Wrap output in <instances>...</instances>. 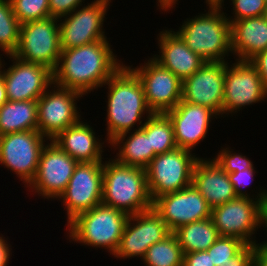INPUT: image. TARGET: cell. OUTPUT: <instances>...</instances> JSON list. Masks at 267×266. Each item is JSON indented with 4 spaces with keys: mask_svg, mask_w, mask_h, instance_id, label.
<instances>
[{
    "mask_svg": "<svg viewBox=\"0 0 267 266\" xmlns=\"http://www.w3.org/2000/svg\"><path fill=\"white\" fill-rule=\"evenodd\" d=\"M83 96L78 91L53 83L37 100V130L50 141L69 126L77 124L82 118L77 101Z\"/></svg>",
    "mask_w": 267,
    "mask_h": 266,
    "instance_id": "obj_10",
    "label": "cell"
},
{
    "mask_svg": "<svg viewBox=\"0 0 267 266\" xmlns=\"http://www.w3.org/2000/svg\"><path fill=\"white\" fill-rule=\"evenodd\" d=\"M152 208L171 232L184 224L211 217V208L207 201L192 184L156 198Z\"/></svg>",
    "mask_w": 267,
    "mask_h": 266,
    "instance_id": "obj_18",
    "label": "cell"
},
{
    "mask_svg": "<svg viewBox=\"0 0 267 266\" xmlns=\"http://www.w3.org/2000/svg\"><path fill=\"white\" fill-rule=\"evenodd\" d=\"M261 222L262 227L267 228V190H264L263 197L261 199ZM267 232V229H266Z\"/></svg>",
    "mask_w": 267,
    "mask_h": 266,
    "instance_id": "obj_42",
    "label": "cell"
},
{
    "mask_svg": "<svg viewBox=\"0 0 267 266\" xmlns=\"http://www.w3.org/2000/svg\"><path fill=\"white\" fill-rule=\"evenodd\" d=\"M129 215L100 203L76 216L67 225L70 243L106 249L114 255L120 244Z\"/></svg>",
    "mask_w": 267,
    "mask_h": 266,
    "instance_id": "obj_5",
    "label": "cell"
},
{
    "mask_svg": "<svg viewBox=\"0 0 267 266\" xmlns=\"http://www.w3.org/2000/svg\"><path fill=\"white\" fill-rule=\"evenodd\" d=\"M11 4L21 24L50 17L49 0H11Z\"/></svg>",
    "mask_w": 267,
    "mask_h": 266,
    "instance_id": "obj_31",
    "label": "cell"
},
{
    "mask_svg": "<svg viewBox=\"0 0 267 266\" xmlns=\"http://www.w3.org/2000/svg\"><path fill=\"white\" fill-rule=\"evenodd\" d=\"M6 57L13 62L7 69L4 67V60L0 62V73L3 76L8 100H38L53 84V70L49 67L20 60L14 55Z\"/></svg>",
    "mask_w": 267,
    "mask_h": 266,
    "instance_id": "obj_16",
    "label": "cell"
},
{
    "mask_svg": "<svg viewBox=\"0 0 267 266\" xmlns=\"http://www.w3.org/2000/svg\"><path fill=\"white\" fill-rule=\"evenodd\" d=\"M171 231L153 208L130 215L114 257L144 259L147 249L166 238Z\"/></svg>",
    "mask_w": 267,
    "mask_h": 266,
    "instance_id": "obj_17",
    "label": "cell"
},
{
    "mask_svg": "<svg viewBox=\"0 0 267 266\" xmlns=\"http://www.w3.org/2000/svg\"><path fill=\"white\" fill-rule=\"evenodd\" d=\"M147 61L128 67L142 83L148 108L153 113H166L182 100V81L152 57Z\"/></svg>",
    "mask_w": 267,
    "mask_h": 266,
    "instance_id": "obj_15",
    "label": "cell"
},
{
    "mask_svg": "<svg viewBox=\"0 0 267 266\" xmlns=\"http://www.w3.org/2000/svg\"><path fill=\"white\" fill-rule=\"evenodd\" d=\"M109 144L118 149L114 159L120 164L146 169L156 156L151 148L150 136L141 128L118 135Z\"/></svg>",
    "mask_w": 267,
    "mask_h": 266,
    "instance_id": "obj_25",
    "label": "cell"
},
{
    "mask_svg": "<svg viewBox=\"0 0 267 266\" xmlns=\"http://www.w3.org/2000/svg\"><path fill=\"white\" fill-rule=\"evenodd\" d=\"M103 162L78 163L73 175L57 200L67 211V224L79 214L102 203Z\"/></svg>",
    "mask_w": 267,
    "mask_h": 266,
    "instance_id": "obj_13",
    "label": "cell"
},
{
    "mask_svg": "<svg viewBox=\"0 0 267 266\" xmlns=\"http://www.w3.org/2000/svg\"><path fill=\"white\" fill-rule=\"evenodd\" d=\"M255 245H246L229 262L219 266H253Z\"/></svg>",
    "mask_w": 267,
    "mask_h": 266,
    "instance_id": "obj_37",
    "label": "cell"
},
{
    "mask_svg": "<svg viewBox=\"0 0 267 266\" xmlns=\"http://www.w3.org/2000/svg\"><path fill=\"white\" fill-rule=\"evenodd\" d=\"M85 0H49L50 17L61 18L82 6Z\"/></svg>",
    "mask_w": 267,
    "mask_h": 266,
    "instance_id": "obj_36",
    "label": "cell"
},
{
    "mask_svg": "<svg viewBox=\"0 0 267 266\" xmlns=\"http://www.w3.org/2000/svg\"><path fill=\"white\" fill-rule=\"evenodd\" d=\"M45 142L48 139L38 130L0 136V165L16 174L27 188L36 176Z\"/></svg>",
    "mask_w": 267,
    "mask_h": 266,
    "instance_id": "obj_8",
    "label": "cell"
},
{
    "mask_svg": "<svg viewBox=\"0 0 267 266\" xmlns=\"http://www.w3.org/2000/svg\"><path fill=\"white\" fill-rule=\"evenodd\" d=\"M253 266H267V241L255 245Z\"/></svg>",
    "mask_w": 267,
    "mask_h": 266,
    "instance_id": "obj_40",
    "label": "cell"
},
{
    "mask_svg": "<svg viewBox=\"0 0 267 266\" xmlns=\"http://www.w3.org/2000/svg\"><path fill=\"white\" fill-rule=\"evenodd\" d=\"M226 66L227 62H205L182 81V101L205 106L222 117Z\"/></svg>",
    "mask_w": 267,
    "mask_h": 266,
    "instance_id": "obj_19",
    "label": "cell"
},
{
    "mask_svg": "<svg viewBox=\"0 0 267 266\" xmlns=\"http://www.w3.org/2000/svg\"><path fill=\"white\" fill-rule=\"evenodd\" d=\"M184 254L208 250L219 237L210 218L184 224L173 231Z\"/></svg>",
    "mask_w": 267,
    "mask_h": 266,
    "instance_id": "obj_27",
    "label": "cell"
},
{
    "mask_svg": "<svg viewBox=\"0 0 267 266\" xmlns=\"http://www.w3.org/2000/svg\"><path fill=\"white\" fill-rule=\"evenodd\" d=\"M104 86L108 88V101H105L107 102V139H105V142L108 145L118 135L130 132L131 130L134 131L135 129L133 128L135 126H137L136 129H140L145 123V121H142L149 118L153 112L147 106L141 81L128 65L125 66L123 64L104 83ZM145 114L147 117L143 116Z\"/></svg>",
    "mask_w": 267,
    "mask_h": 266,
    "instance_id": "obj_2",
    "label": "cell"
},
{
    "mask_svg": "<svg viewBox=\"0 0 267 266\" xmlns=\"http://www.w3.org/2000/svg\"><path fill=\"white\" fill-rule=\"evenodd\" d=\"M102 139L96 137L93 127L82 119L66 128L52 141L78 163L104 162ZM103 159V160H102Z\"/></svg>",
    "mask_w": 267,
    "mask_h": 266,
    "instance_id": "obj_23",
    "label": "cell"
},
{
    "mask_svg": "<svg viewBox=\"0 0 267 266\" xmlns=\"http://www.w3.org/2000/svg\"><path fill=\"white\" fill-rule=\"evenodd\" d=\"M108 40L96 41L72 49H62L53 70V83L78 91L84 96L104 87L123 65Z\"/></svg>",
    "mask_w": 267,
    "mask_h": 266,
    "instance_id": "obj_1",
    "label": "cell"
},
{
    "mask_svg": "<svg viewBox=\"0 0 267 266\" xmlns=\"http://www.w3.org/2000/svg\"><path fill=\"white\" fill-rule=\"evenodd\" d=\"M205 4L207 13L185 19L175 32L206 62H227L232 54L230 22L219 3Z\"/></svg>",
    "mask_w": 267,
    "mask_h": 266,
    "instance_id": "obj_3",
    "label": "cell"
},
{
    "mask_svg": "<svg viewBox=\"0 0 267 266\" xmlns=\"http://www.w3.org/2000/svg\"><path fill=\"white\" fill-rule=\"evenodd\" d=\"M157 6L158 9H161V11H164L167 13V11H170V9H173L175 7V4L178 5V0H157Z\"/></svg>",
    "mask_w": 267,
    "mask_h": 266,
    "instance_id": "obj_43",
    "label": "cell"
},
{
    "mask_svg": "<svg viewBox=\"0 0 267 266\" xmlns=\"http://www.w3.org/2000/svg\"><path fill=\"white\" fill-rule=\"evenodd\" d=\"M21 23L13 13L11 0H0V50L13 55L19 45Z\"/></svg>",
    "mask_w": 267,
    "mask_h": 266,
    "instance_id": "obj_30",
    "label": "cell"
},
{
    "mask_svg": "<svg viewBox=\"0 0 267 266\" xmlns=\"http://www.w3.org/2000/svg\"><path fill=\"white\" fill-rule=\"evenodd\" d=\"M199 159L192 151L178 147L156 155L145 169L152 201L192 184L194 166Z\"/></svg>",
    "mask_w": 267,
    "mask_h": 266,
    "instance_id": "obj_6",
    "label": "cell"
},
{
    "mask_svg": "<svg viewBox=\"0 0 267 266\" xmlns=\"http://www.w3.org/2000/svg\"><path fill=\"white\" fill-rule=\"evenodd\" d=\"M267 100V87L249 61L235 60L225 68L222 117ZM233 114V115H232Z\"/></svg>",
    "mask_w": 267,
    "mask_h": 266,
    "instance_id": "obj_11",
    "label": "cell"
},
{
    "mask_svg": "<svg viewBox=\"0 0 267 266\" xmlns=\"http://www.w3.org/2000/svg\"><path fill=\"white\" fill-rule=\"evenodd\" d=\"M173 30L163 29L158 34L159 55L155 54L152 58L183 81L198 71L206 61L194 53Z\"/></svg>",
    "mask_w": 267,
    "mask_h": 266,
    "instance_id": "obj_21",
    "label": "cell"
},
{
    "mask_svg": "<svg viewBox=\"0 0 267 266\" xmlns=\"http://www.w3.org/2000/svg\"><path fill=\"white\" fill-rule=\"evenodd\" d=\"M141 129L150 136L151 148L156 155L177 148L174 138V128L166 113H153L145 120Z\"/></svg>",
    "mask_w": 267,
    "mask_h": 266,
    "instance_id": "obj_28",
    "label": "cell"
},
{
    "mask_svg": "<svg viewBox=\"0 0 267 266\" xmlns=\"http://www.w3.org/2000/svg\"><path fill=\"white\" fill-rule=\"evenodd\" d=\"M110 3L111 0H94L58 18L61 49L108 40L103 25Z\"/></svg>",
    "mask_w": 267,
    "mask_h": 266,
    "instance_id": "obj_9",
    "label": "cell"
},
{
    "mask_svg": "<svg viewBox=\"0 0 267 266\" xmlns=\"http://www.w3.org/2000/svg\"><path fill=\"white\" fill-rule=\"evenodd\" d=\"M182 266H214L207 251H196L184 254Z\"/></svg>",
    "mask_w": 267,
    "mask_h": 266,
    "instance_id": "obj_38",
    "label": "cell"
},
{
    "mask_svg": "<svg viewBox=\"0 0 267 266\" xmlns=\"http://www.w3.org/2000/svg\"><path fill=\"white\" fill-rule=\"evenodd\" d=\"M211 219L219 236L235 237L247 245H256L254 234L262 227L261 201L237 197L211 209Z\"/></svg>",
    "mask_w": 267,
    "mask_h": 266,
    "instance_id": "obj_12",
    "label": "cell"
},
{
    "mask_svg": "<svg viewBox=\"0 0 267 266\" xmlns=\"http://www.w3.org/2000/svg\"><path fill=\"white\" fill-rule=\"evenodd\" d=\"M192 185L205 198L211 209L237 198L228 173L211 158L201 157L196 162Z\"/></svg>",
    "mask_w": 267,
    "mask_h": 266,
    "instance_id": "obj_22",
    "label": "cell"
},
{
    "mask_svg": "<svg viewBox=\"0 0 267 266\" xmlns=\"http://www.w3.org/2000/svg\"><path fill=\"white\" fill-rule=\"evenodd\" d=\"M7 95H6V87H5V83L3 80V76L0 73V107L7 102Z\"/></svg>",
    "mask_w": 267,
    "mask_h": 266,
    "instance_id": "obj_44",
    "label": "cell"
},
{
    "mask_svg": "<svg viewBox=\"0 0 267 266\" xmlns=\"http://www.w3.org/2000/svg\"><path fill=\"white\" fill-rule=\"evenodd\" d=\"M231 25V49L235 60L249 61L267 49V14L237 21Z\"/></svg>",
    "mask_w": 267,
    "mask_h": 266,
    "instance_id": "obj_24",
    "label": "cell"
},
{
    "mask_svg": "<svg viewBox=\"0 0 267 266\" xmlns=\"http://www.w3.org/2000/svg\"><path fill=\"white\" fill-rule=\"evenodd\" d=\"M184 253L178 239L171 232L162 241L151 245L142 260L145 266H182Z\"/></svg>",
    "mask_w": 267,
    "mask_h": 266,
    "instance_id": "obj_29",
    "label": "cell"
},
{
    "mask_svg": "<svg viewBox=\"0 0 267 266\" xmlns=\"http://www.w3.org/2000/svg\"><path fill=\"white\" fill-rule=\"evenodd\" d=\"M166 114L172 121L177 147L192 152L193 148L207 137L214 117L219 118L210 108L182 100Z\"/></svg>",
    "mask_w": 267,
    "mask_h": 266,
    "instance_id": "obj_20",
    "label": "cell"
},
{
    "mask_svg": "<svg viewBox=\"0 0 267 266\" xmlns=\"http://www.w3.org/2000/svg\"><path fill=\"white\" fill-rule=\"evenodd\" d=\"M247 244L235 237L219 236L206 250L214 266L223 265L237 255Z\"/></svg>",
    "mask_w": 267,
    "mask_h": 266,
    "instance_id": "obj_32",
    "label": "cell"
},
{
    "mask_svg": "<svg viewBox=\"0 0 267 266\" xmlns=\"http://www.w3.org/2000/svg\"><path fill=\"white\" fill-rule=\"evenodd\" d=\"M213 158L217 164L227 173H234L248 168H255L253 162L242 153L234 152L231 147L223 148ZM232 150H230V149Z\"/></svg>",
    "mask_w": 267,
    "mask_h": 266,
    "instance_id": "obj_34",
    "label": "cell"
},
{
    "mask_svg": "<svg viewBox=\"0 0 267 266\" xmlns=\"http://www.w3.org/2000/svg\"><path fill=\"white\" fill-rule=\"evenodd\" d=\"M78 162L50 140L42 149L35 178L27 187L44 199H58Z\"/></svg>",
    "mask_w": 267,
    "mask_h": 266,
    "instance_id": "obj_14",
    "label": "cell"
},
{
    "mask_svg": "<svg viewBox=\"0 0 267 266\" xmlns=\"http://www.w3.org/2000/svg\"><path fill=\"white\" fill-rule=\"evenodd\" d=\"M61 51L58 18L48 17L21 24L19 45L14 56L54 70Z\"/></svg>",
    "mask_w": 267,
    "mask_h": 266,
    "instance_id": "obj_7",
    "label": "cell"
},
{
    "mask_svg": "<svg viewBox=\"0 0 267 266\" xmlns=\"http://www.w3.org/2000/svg\"><path fill=\"white\" fill-rule=\"evenodd\" d=\"M255 172H256L255 168H248L242 171L228 173L229 180L234 187V191L237 197H246V198L255 197V199L261 201L265 189L260 187L259 193L255 192L257 193L255 196L254 195L250 196L251 192L248 194V192H246L247 190H245V188L249 186L252 183V181H254L253 179L255 177Z\"/></svg>",
    "mask_w": 267,
    "mask_h": 266,
    "instance_id": "obj_35",
    "label": "cell"
},
{
    "mask_svg": "<svg viewBox=\"0 0 267 266\" xmlns=\"http://www.w3.org/2000/svg\"><path fill=\"white\" fill-rule=\"evenodd\" d=\"M220 0H205V3H218Z\"/></svg>",
    "mask_w": 267,
    "mask_h": 266,
    "instance_id": "obj_45",
    "label": "cell"
},
{
    "mask_svg": "<svg viewBox=\"0 0 267 266\" xmlns=\"http://www.w3.org/2000/svg\"><path fill=\"white\" fill-rule=\"evenodd\" d=\"M225 0L218 3L223 6ZM232 5V17L226 14L229 21H237L251 17H259L267 14V0H230Z\"/></svg>",
    "mask_w": 267,
    "mask_h": 266,
    "instance_id": "obj_33",
    "label": "cell"
},
{
    "mask_svg": "<svg viewBox=\"0 0 267 266\" xmlns=\"http://www.w3.org/2000/svg\"><path fill=\"white\" fill-rule=\"evenodd\" d=\"M38 105L37 100H8L0 107V136L37 130Z\"/></svg>",
    "mask_w": 267,
    "mask_h": 266,
    "instance_id": "obj_26",
    "label": "cell"
},
{
    "mask_svg": "<svg viewBox=\"0 0 267 266\" xmlns=\"http://www.w3.org/2000/svg\"><path fill=\"white\" fill-rule=\"evenodd\" d=\"M4 235H0V266H7L9 263V259L11 258V247L9 242H7V238L3 237Z\"/></svg>",
    "mask_w": 267,
    "mask_h": 266,
    "instance_id": "obj_41",
    "label": "cell"
},
{
    "mask_svg": "<svg viewBox=\"0 0 267 266\" xmlns=\"http://www.w3.org/2000/svg\"><path fill=\"white\" fill-rule=\"evenodd\" d=\"M108 160L103 162L102 203L129 216L151 209L146 170Z\"/></svg>",
    "mask_w": 267,
    "mask_h": 266,
    "instance_id": "obj_4",
    "label": "cell"
},
{
    "mask_svg": "<svg viewBox=\"0 0 267 266\" xmlns=\"http://www.w3.org/2000/svg\"><path fill=\"white\" fill-rule=\"evenodd\" d=\"M249 62L256 68L260 78L267 87V49L257 53Z\"/></svg>",
    "mask_w": 267,
    "mask_h": 266,
    "instance_id": "obj_39",
    "label": "cell"
}]
</instances>
